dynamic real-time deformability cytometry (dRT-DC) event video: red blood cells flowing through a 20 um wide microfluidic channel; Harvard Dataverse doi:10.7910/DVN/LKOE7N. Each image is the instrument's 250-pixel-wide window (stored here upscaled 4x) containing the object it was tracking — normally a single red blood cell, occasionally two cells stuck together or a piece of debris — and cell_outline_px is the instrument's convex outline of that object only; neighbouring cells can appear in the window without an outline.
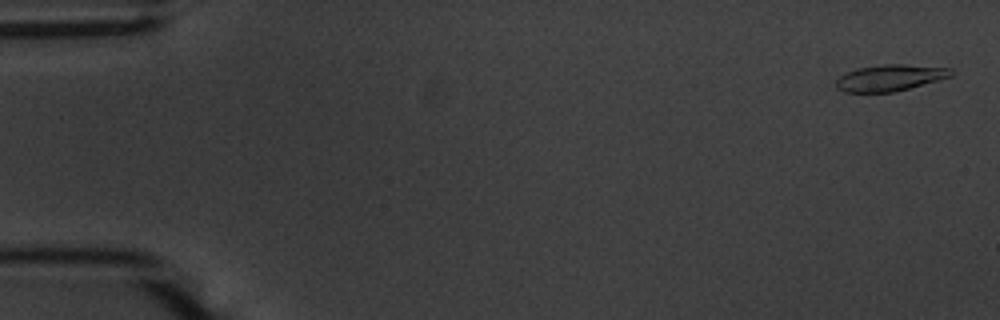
{"species": "common noctule bat (a hibernating species)", "species_latin": "Nyctalus noctula", "temperature_condition": "warm", "stored_images_in_passage": 56, "camera_frame_rate_fps": 3000, "um_per_image_px": 0.085, "animal": {"sex": "male", "body_mass_g": 20.1, "forearm_length_mm": 53.5}, "frame": {"image": 1, "passage_image": 2, "time_ms": 0.333, "image_size_px": [1000, 320], "cell_outline_px": [[956, 72], [952, 76], [908, 88], [892, 92], [844, 92], [836, 88], [836, 80], [840, 76], [856, 68], [884, 64], [904, 64], [952, 68]], "centroid_in_image_um": [75.66, 6.6], "position_along_channel_um": 9.3, "area_um2": 17.63}}
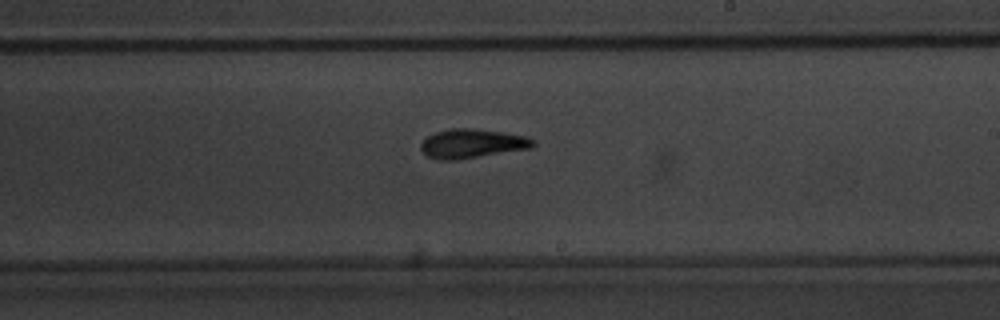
{"frame": {"image": 2, "passage_image": 33, "time_ms": 10.667, "image_size_px": [1000, 320], "cell_outline_px": [[536, 144], [532, 148], [456, 160], [440, 160], [428, 156], [420, 148], [420, 144], [428, 136], [436, 132], [448, 128], [472, 128], [504, 132], [528, 136], [536, 140]], "centroid_in_image_um": [40.17, 12.19], "position_along_channel_um": 248.8, "area_um2": 19.19}}
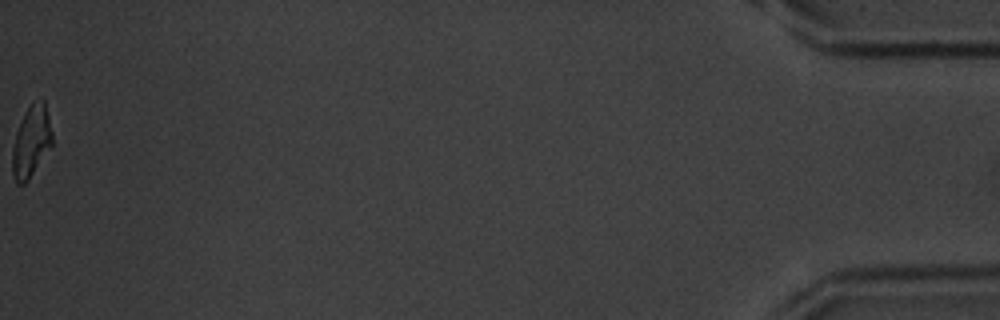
{"frame": {"image": 3, "passage_image": 56, "time_ms": 18.333, "image_size_px": [1000, 320], "cell_outline_px": [[52, 144], [28, 180], [24, 184], [16, 184], [12, 176], [12, 148], [16, 132], [32, 100], [40, 96], [44, 100], [52, 132]], "centroid_in_image_um": [2.64, 12.01], "position_along_channel_um": 432.6, "area_um2": 16.53}, "authors_computed_cell_mechanics": {"area_um2": 18.0047, "velocity_mm_per_s": 3.671, "shape_relaxation_time_tau1_ms": 3.6612, "shape_relaxation_time_tau2_ms": 2.8108, "deformation_change_tau1": 0.1819, "deformation_change_tau2": 0.1248}}